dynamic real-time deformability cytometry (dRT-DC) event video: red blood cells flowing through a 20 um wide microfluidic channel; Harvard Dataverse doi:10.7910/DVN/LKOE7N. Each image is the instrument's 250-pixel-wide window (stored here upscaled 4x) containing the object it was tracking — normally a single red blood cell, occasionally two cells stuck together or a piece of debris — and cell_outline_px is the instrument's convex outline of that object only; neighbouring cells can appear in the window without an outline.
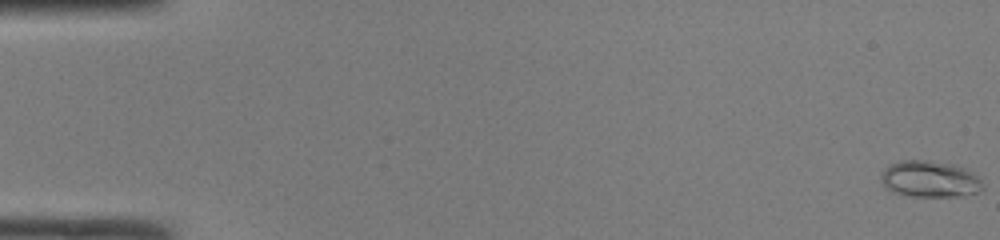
{"species": "common noctule bat (a hibernating species)", "species_latin": "Nyctalus noctula", "temperature_condition": "room temperature", "stored_images_in_passage": 49, "camera_frame_rate_fps": 3000, "um_per_image_px": 0.085, "animal": {"sex": "male", "body_mass_g": 19.0, "forearm_length_mm": 50.8}, "frame": {"image": 1, "passage_image": 1, "time_ms": 0.0, "image_size_px": [1000, 240], "cell_outline_px": [[984, 188], [980, 192], [964, 196], [912, 196], [892, 192], [884, 188], [880, 180], [880, 176], [892, 164], [900, 160], [928, 160], [952, 164], [964, 168], [976, 176], [984, 184]], "centroid_in_image_um": [79.04, 15.24], "position_along_channel_um": 6.0, "area_um2": 21.62}}
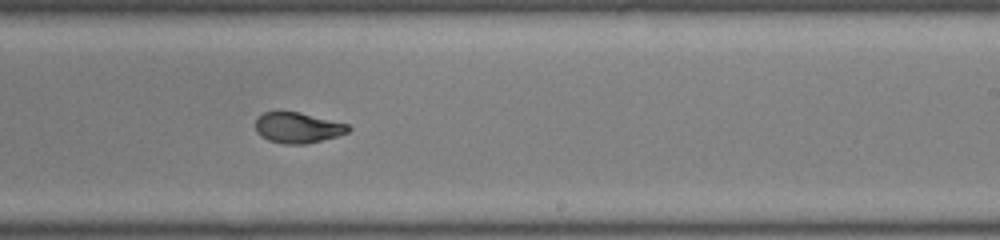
{"frame": {"image": 2, "passage_image": 31, "time_ms": 10.0, "image_size_px": [1000, 240], "cell_outline_px": [[352, 128], [348, 132], [336, 136], [304, 144], [284, 144], [268, 140], [260, 136], [256, 132], [256, 116], [264, 112], [300, 112], [348, 124]], "centroid_in_image_um": [25.28, 10.85], "position_along_channel_um": 263.7, "area_um2": 16.53}}
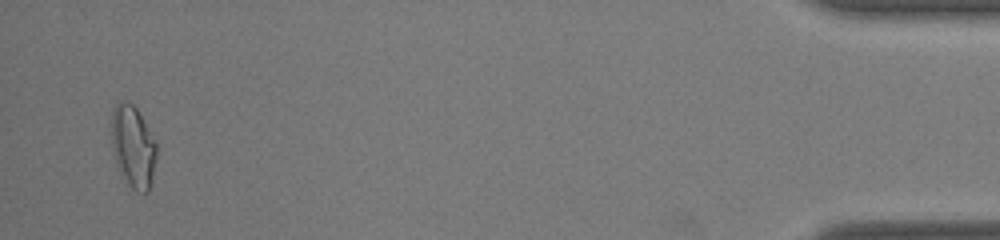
{"frame": {"image": 3, "passage_image": 48, "time_ms": 15.667, "image_size_px": [1000, 240], "cell_outline_px": [[156, 156], [152, 180], [148, 192], [136, 192], [128, 184], [120, 172], [116, 164], [112, 144], [112, 112], [116, 104], [120, 100], [124, 100], [132, 104], [136, 108], [156, 140]], "centroid_in_image_um": [11.32, 12.46], "position_along_channel_um": 423.9, "area_um2": 21.5}, "authors_computed_cell_mechanics": {"area_um2": 17.5134, "velocity_mm_per_s": 4.2293, "shape_relaxation_time_tau1_ms": 10.8421, "shape_relaxation_time_tau2_ms": 1.1169, "deformation_change_tau1": 0.3523, "deformation_change_tau2": 0.0659}}